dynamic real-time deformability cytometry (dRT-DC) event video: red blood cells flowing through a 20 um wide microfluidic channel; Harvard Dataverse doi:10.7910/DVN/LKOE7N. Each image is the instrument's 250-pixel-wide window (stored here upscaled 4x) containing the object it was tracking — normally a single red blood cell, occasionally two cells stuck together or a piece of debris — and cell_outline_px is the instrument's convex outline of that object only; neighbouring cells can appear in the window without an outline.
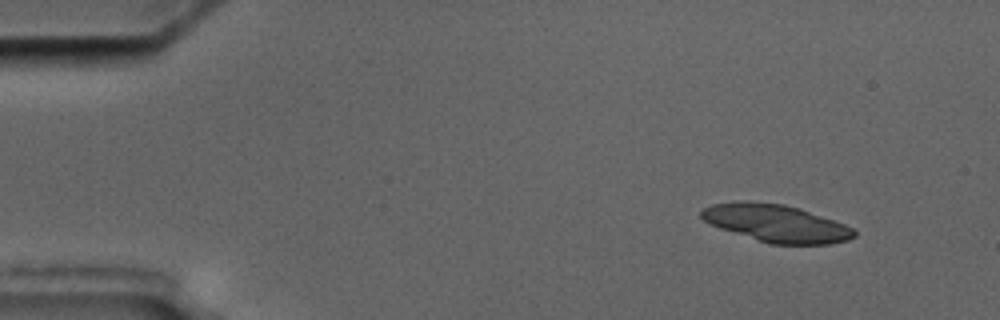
{"species": "common noctule bat (a hibernating species)", "species_latin": "Nyctalus noctula", "temperature_condition": "cold", "stored_images_in_passage": 1, "camera_frame_rate_fps": 3000, "um_per_image_px": 0.085, "animal": {"sex": "male", "body_mass_g": 17.5, "forearm_length_mm": 52.3}, "frame": {"image": 1, "passage_image": 1, "time_ms": 0.0, "image_size_px": [1000, 320], "cell_outline_px": [[856, 236], [848, 240], [828, 244], [768, 244], [720, 228], [704, 220], [700, 216], [700, 212], [704, 208], [712, 204], [744, 200], [748, 200], [784, 204], [800, 208], [844, 224], [852, 228], [856, 232]], "centroid_in_image_um": [65.96, 18.97], "position_along_channel_um": 19.0, "area_um2": 33.35}}